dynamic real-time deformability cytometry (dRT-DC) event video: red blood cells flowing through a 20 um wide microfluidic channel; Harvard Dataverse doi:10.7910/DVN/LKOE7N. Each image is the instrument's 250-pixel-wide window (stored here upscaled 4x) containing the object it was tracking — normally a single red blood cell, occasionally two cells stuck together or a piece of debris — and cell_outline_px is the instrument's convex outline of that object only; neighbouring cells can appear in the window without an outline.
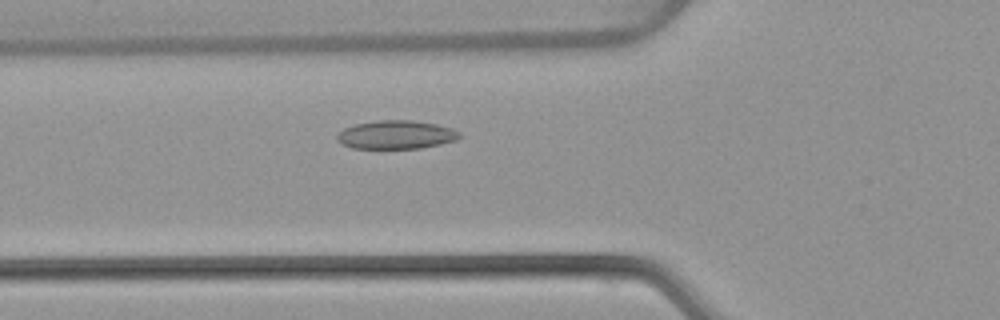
{"species": "common noctule bat (a hibernating species)", "species_latin": "Nyctalus noctula", "temperature_condition": "warm", "stored_images_in_passage": 34, "camera_frame_rate_fps": 3000, "um_per_image_px": 0.085, "animal": {"sex": "female", "body_mass_g": 22.7, "forearm_length_mm": 54.2}, "frame": {"image": 1, "passage_image": 7, "time_ms": 2.0, "image_size_px": [1000, 320], "cell_outline_px": [[460, 136], [456, 140], [440, 144], [420, 148], [352, 148], [340, 144], [336, 140], [336, 136], [344, 128], [356, 124], [376, 120], [412, 120], [436, 124], [452, 128], [460, 132]], "centroid_in_image_um": [33.65, 11.45], "position_along_channel_um": 92.2, "area_um2": 20.35}}
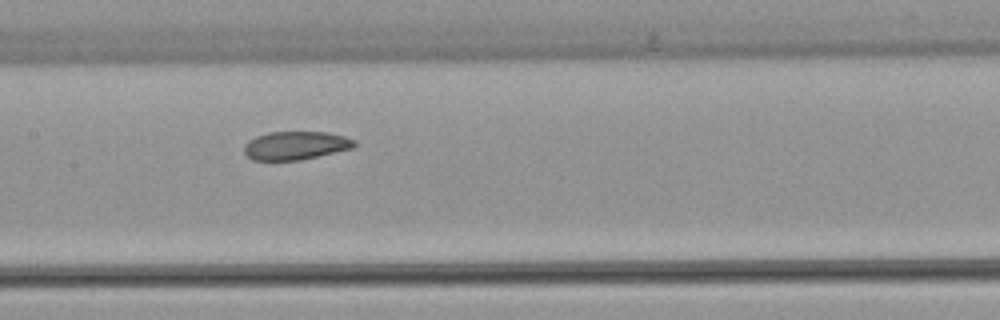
{"frame": {"image": 2, "passage_image": 14, "time_ms": 4.333, "image_size_px": [1000, 320], "cell_outline_px": [[356, 144], [352, 148], [300, 160], [252, 160], [244, 152], [244, 144], [248, 140], [256, 136], [268, 132], [328, 132], [344, 136], [356, 140]], "centroid_in_image_um": [25.11, 12.36], "position_along_channel_um": 182.3, "area_um2": 18.21}}
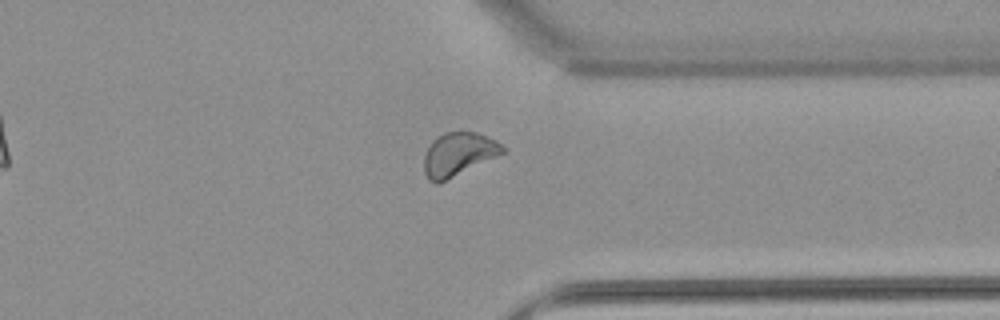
{"frame": {"image": 3, "passage_image": 29, "time_ms": 9.333, "image_size_px": [1000, 320], "cell_outline_px": [[508, 148], [504, 152], [436, 184], [428, 180], [424, 172], [424, 156], [432, 140], [436, 136], [444, 132], [476, 132], [496, 140]], "centroid_in_image_um": [38.94, 13.08], "position_along_channel_um": 372.5, "area_um2": 19.54}, "authors_computed_cell_mechanics": {"area_um2": 19.2763, "velocity_mm_per_s": 3.8543, "shape_relaxation_time_tau1_ms": 4.3963, "shape_relaxation_time_tau2_ms": 3.7398, "deformation_change_tau1": 0.0857, "deformation_change_tau2": 0.0698}}